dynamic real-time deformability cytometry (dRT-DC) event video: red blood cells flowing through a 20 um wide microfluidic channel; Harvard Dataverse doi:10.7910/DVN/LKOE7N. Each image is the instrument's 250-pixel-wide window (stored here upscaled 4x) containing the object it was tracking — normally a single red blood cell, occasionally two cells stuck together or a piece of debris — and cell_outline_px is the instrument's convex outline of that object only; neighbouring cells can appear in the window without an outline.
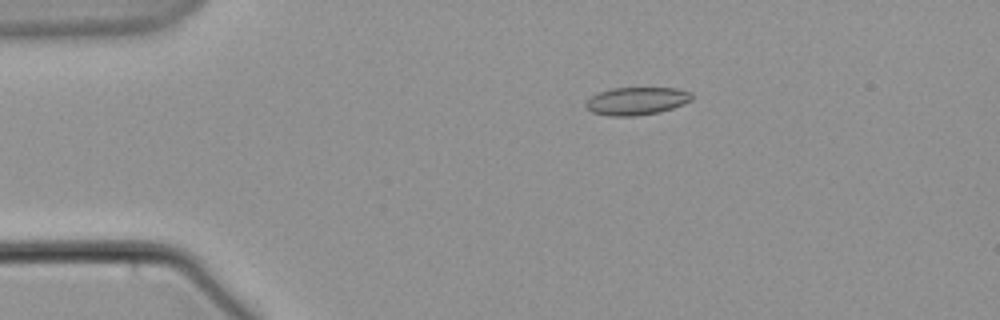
{"species": "common noctule bat (a hibernating species)", "species_latin": "Nyctalus noctula", "temperature_condition": "warm", "stored_images_in_passage": 6, "camera_frame_rate_fps": 3000, "um_per_image_px": 0.085, "animal": {"sex": "male", "body_mass_g": 21.5, "forearm_length_mm": 52.0}, "frame": {"image": 1, "passage_image": 3, "time_ms": 3.667, "image_size_px": [1000, 320], "cell_outline_px": [[692, 100], [684, 104], [660, 112], [636, 116], [608, 116], [592, 112], [584, 104], [592, 96], [600, 92], [612, 88], [676, 88], [692, 92]], "centroid_in_image_um": [54.14, 8.59], "position_along_channel_um": 30.9, "area_um2": 17.17}}
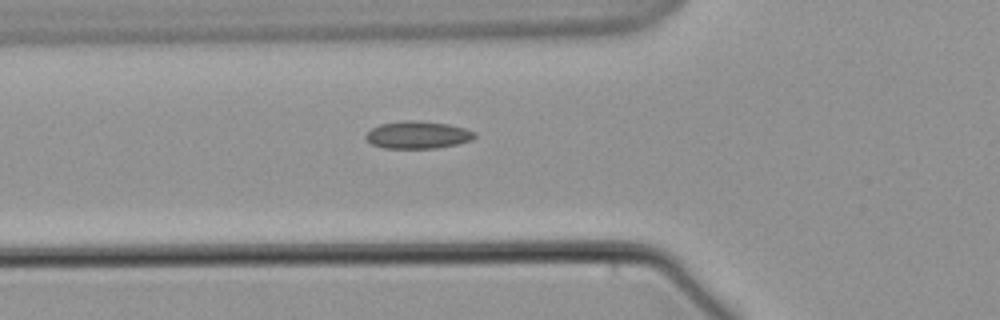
{"frame": {"image": 2, "passage_image": 6, "time_ms": 7.0, "image_size_px": [1000, 320], "cell_outline_px": [[476, 136], [472, 140], [456, 144], [436, 148], [384, 148], [372, 144], [364, 136], [372, 128], [380, 124], [404, 120], [416, 120], [448, 124], [464, 128], [476, 132]], "centroid_in_image_um": [35.52, 11.46], "position_along_channel_um": 90.3, "area_um2": 17.34}}